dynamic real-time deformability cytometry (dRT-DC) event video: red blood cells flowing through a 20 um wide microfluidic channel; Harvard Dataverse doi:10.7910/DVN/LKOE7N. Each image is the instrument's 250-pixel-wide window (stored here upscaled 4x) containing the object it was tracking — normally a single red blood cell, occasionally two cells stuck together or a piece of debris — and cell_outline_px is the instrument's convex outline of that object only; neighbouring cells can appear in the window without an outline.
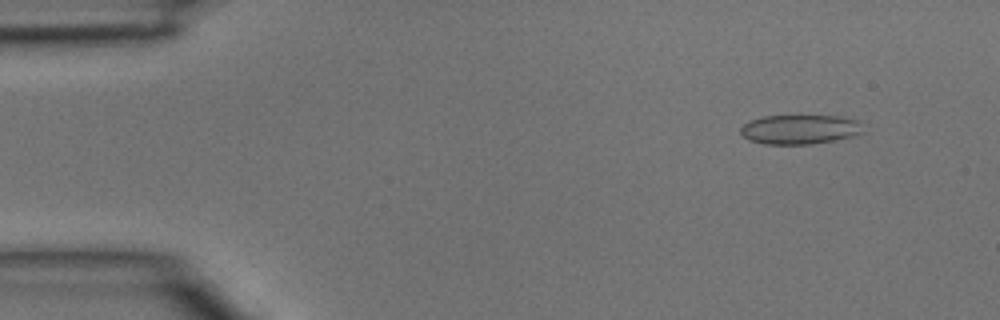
{"species": "common noctule bat (a hibernating species)", "species_latin": "Nyctalus noctula", "temperature_condition": "room temperature", "stored_images_in_passage": 3, "camera_frame_rate_fps": 3000, "um_per_image_px": 0.085, "animal": {"sex": "male", "body_mass_g": 15.6}, "frame": {"image": 1, "passage_image": 1, "time_ms": 0.0, "image_size_px": [1000, 320], "cell_outline_px": [[864, 132], [852, 136], [812, 144], [764, 144], [748, 140], [740, 132], [740, 128], [748, 120], [764, 116], [844, 116], [856, 120]], "centroid_in_image_um": [67.94, 10.99], "position_along_channel_um": 17.1, "area_um2": 20.92}}
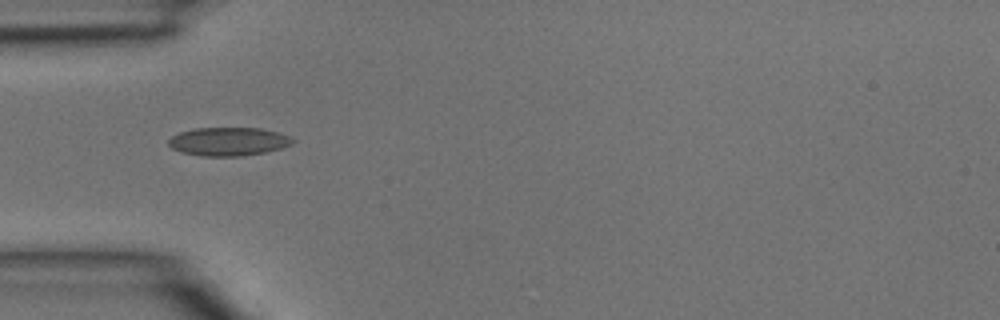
{"frame": {"image": 2, "passage_image": 3, "time_ms": 0.667, "image_size_px": [1000, 320], "cell_outline_px": [[296, 140], [292, 144], [280, 148], [264, 152], [244, 156], [204, 156], [184, 152], [172, 148], [168, 144], [168, 140], [172, 136], [180, 132], [196, 128], [260, 128], [292, 136]], "centroid_in_image_um": [19.45, 12.02], "position_along_channel_um": 65.5, "area_um2": 20.46}}